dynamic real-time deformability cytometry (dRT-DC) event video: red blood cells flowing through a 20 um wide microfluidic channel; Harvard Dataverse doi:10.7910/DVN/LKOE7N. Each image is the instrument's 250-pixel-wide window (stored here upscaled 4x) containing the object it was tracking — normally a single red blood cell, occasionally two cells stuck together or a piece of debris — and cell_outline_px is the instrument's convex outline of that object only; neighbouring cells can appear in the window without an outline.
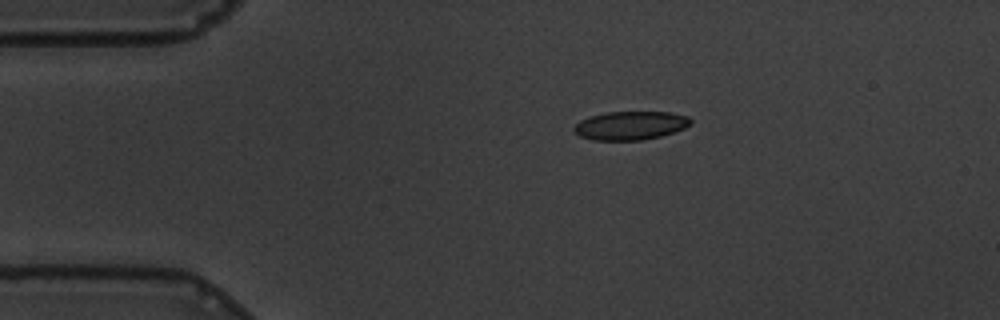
{"species": "common noctule bat (a hibernating species)", "species_latin": "Nyctalus noctula", "temperature_condition": "warm", "stored_images_in_passage": 48, "camera_frame_rate_fps": 3000, "um_per_image_px": 0.085, "animal": {"sex": "male", "body_mass_g": 19.5, "forearm_length_mm": 54.6}, "frame": {"image": 1, "passage_image": 1, "time_ms": 0.0, "image_size_px": [1000, 320], "cell_outline_px": [[692, 124], [684, 128], [660, 136], [640, 140], [592, 140], [580, 136], [572, 132], [572, 128], [580, 120], [592, 116], [608, 112], [668, 112], [688, 116], [692, 120]], "centroid_in_image_um": [53.57, 10.67], "position_along_channel_um": 31.4, "area_um2": 19.36}}
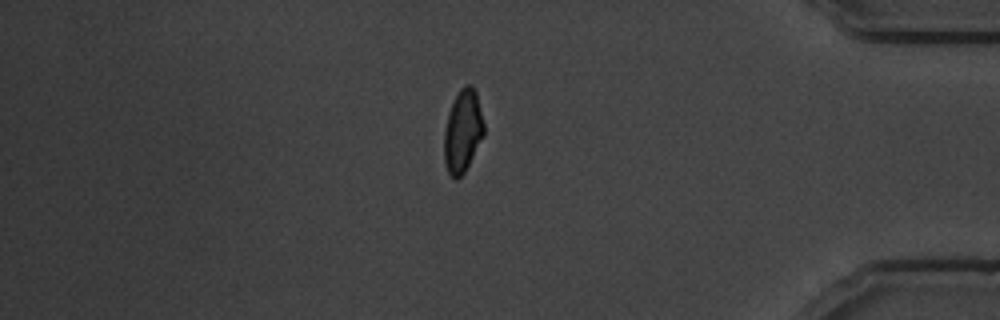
{"frame": {"image": 2, "passage_image": 39, "time_ms": 12.667, "image_size_px": [1000, 320], "cell_outline_px": [[484, 136], [464, 172], [456, 180], [448, 172], [444, 160], [444, 132], [448, 116], [452, 104], [460, 88], [464, 84], [472, 84], [476, 92], [484, 124]], "centroid_in_image_um": [39.34, 11.14], "position_along_channel_um": 395.9, "area_um2": 18.96}}
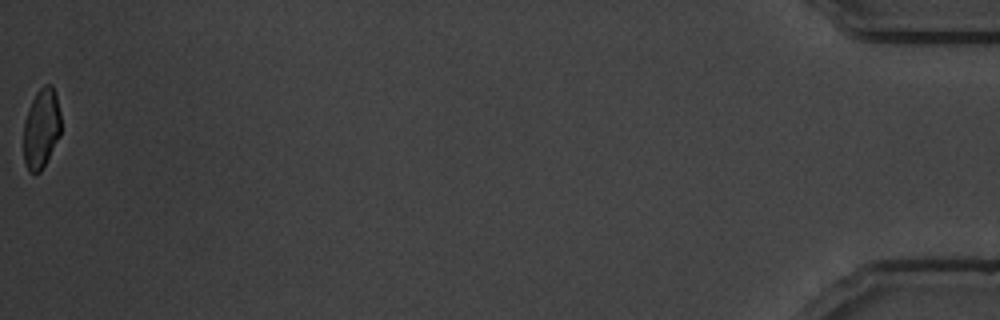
{"frame": {"image": 3, "passage_image": 48, "time_ms": 15.667, "image_size_px": [1000, 320], "cell_outline_px": [[60, 136], [40, 172], [28, 172], [24, 164], [24, 124], [28, 108], [36, 92], [44, 84], [52, 84], [56, 92], [60, 112]], "centroid_in_image_um": [3.51, 10.89], "position_along_channel_um": 431.7, "area_um2": 17.46}, "authors_computed_cell_mechanics": {"area_um2": 19.652, "velocity_mm_per_s": 3.4761, "shape_relaxation_time_tau1_ms": 7.047, "shape_relaxation_time_tau2_ms": 1.4119, "deformation_change_tau1": 0.165, "deformation_change_tau2": 0.0398}}